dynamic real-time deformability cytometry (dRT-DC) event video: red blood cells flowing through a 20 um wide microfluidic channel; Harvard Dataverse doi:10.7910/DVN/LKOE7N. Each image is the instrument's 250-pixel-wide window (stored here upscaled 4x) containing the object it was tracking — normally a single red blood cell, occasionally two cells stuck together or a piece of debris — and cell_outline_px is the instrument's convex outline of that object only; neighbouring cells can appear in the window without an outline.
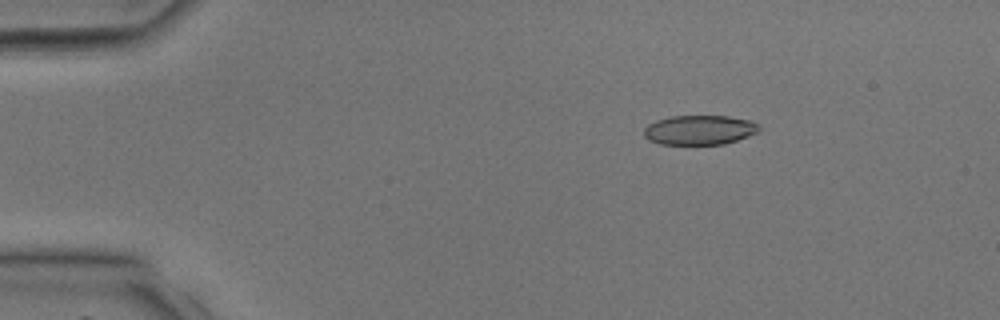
{"species": "common noctule bat (a hibernating species)", "species_latin": "Nyctalus noctula", "temperature_condition": "room temperature", "stored_images_in_passage": 39, "camera_frame_rate_fps": 3000, "um_per_image_px": 0.085, "animal": {"sex": "male", "body_mass_g": 17.9, "forearm_length_mm": 54.2}, "frame": {"image": 1, "passage_image": 7, "time_ms": 2.0, "image_size_px": [1000, 320], "cell_outline_px": [[760, 132], [724, 144], [660, 144], [648, 140], [644, 136], [644, 128], [648, 124], [656, 120], [672, 116], [728, 116], [752, 120], [760, 124]], "centroid_in_image_um": [59.48, 11.04], "position_along_channel_um": 25.5, "area_um2": 20.0}}
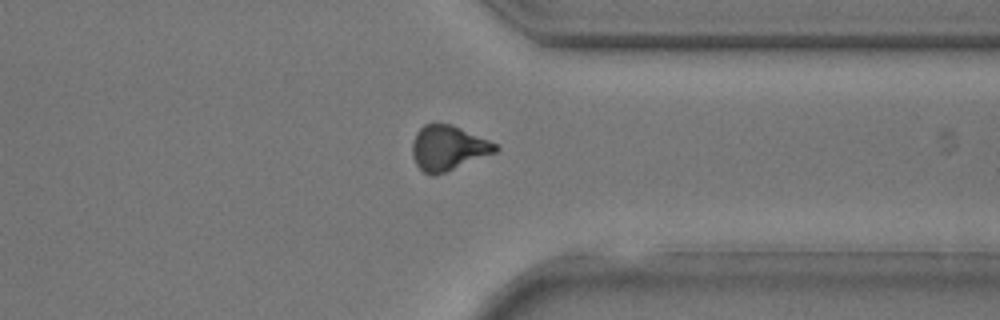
{"frame": {"image": 2, "passage_image": 31, "time_ms": 10.0, "image_size_px": [1000, 320], "cell_outline_px": [[500, 148], [496, 152], [444, 172], [432, 176], [424, 172], [416, 164], [412, 156], [412, 144], [416, 132], [424, 124], [436, 120], [452, 124], [488, 140], [496, 144]], "centroid_in_image_um": [38.05, 12.53], "position_along_channel_um": 373.4, "area_um2": 21.85}}
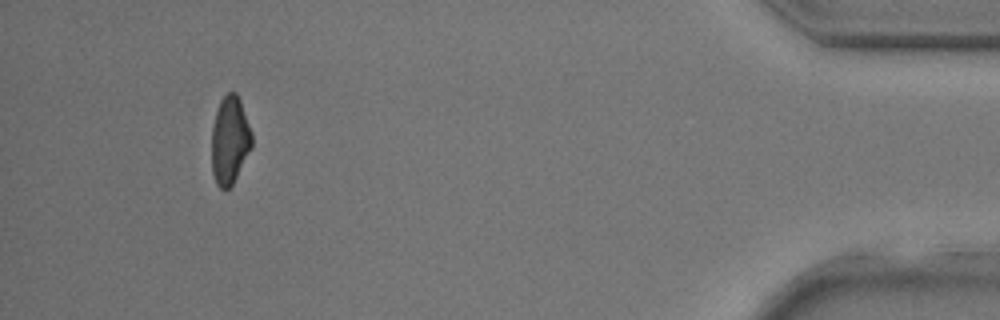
{"frame": {"image": 3, "passage_image": 37, "time_ms": 12.0, "image_size_px": [1000, 320], "cell_outline_px": [[252, 148], [232, 184], [228, 188], [220, 188], [216, 184], [212, 172], [212, 128], [216, 112], [220, 100], [228, 92], [236, 92], [240, 100], [252, 132]], "centroid_in_image_um": [19.54, 11.91], "position_along_channel_um": 415.7, "area_um2": 20.52}}